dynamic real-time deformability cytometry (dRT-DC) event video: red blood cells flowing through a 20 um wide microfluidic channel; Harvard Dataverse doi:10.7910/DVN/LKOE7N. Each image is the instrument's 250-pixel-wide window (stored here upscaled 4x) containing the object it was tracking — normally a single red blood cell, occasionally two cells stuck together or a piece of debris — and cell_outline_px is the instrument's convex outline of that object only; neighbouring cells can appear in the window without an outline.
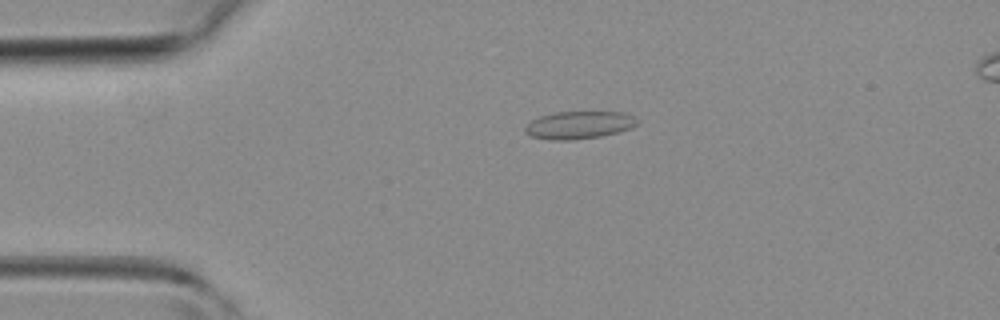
{"species": "common noctule bat (a hibernating species)", "species_latin": "Nyctalus noctula", "temperature_condition": "room temperature", "stored_images_in_passage": 39, "camera_frame_rate_fps": 3000, "um_per_image_px": 0.085, "animal": {"sex": "female", "body_mass_g": 19.3, "forearm_length_mm": 54.1}, "frame": {"image": 1, "passage_image": 5, "time_ms": 1.333, "image_size_px": [1000, 320], "cell_outline_px": [[636, 124], [632, 128], [600, 136], [572, 140], [552, 140], [528, 136], [524, 132], [524, 128], [532, 120], [540, 116], [556, 112], [624, 112], [632, 116], [636, 120]], "centroid_in_image_um": [49.17, 10.63], "position_along_channel_um": 35.8, "area_um2": 17.92}}
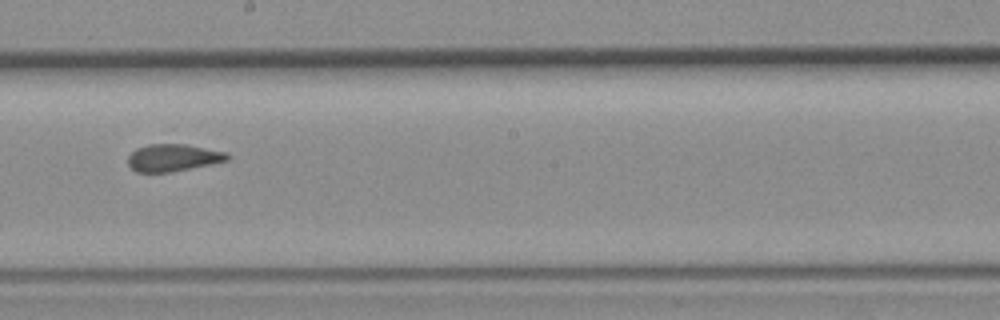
{"frame": {"image": 2, "passage_image": 20, "time_ms": 6.333, "image_size_px": [1000, 320], "cell_outline_px": [[232, 156], [228, 160], [168, 172], [136, 172], [128, 164], [128, 156], [136, 148], [148, 144], [188, 144], [228, 152]], "centroid_in_image_um": [14.72, 13.38], "position_along_channel_um": 233.5, "area_um2": 15.72}}
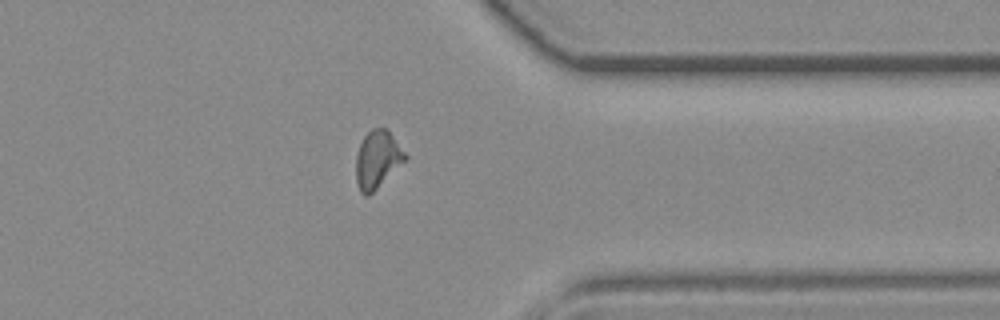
{"frame": {"image": 3, "passage_image": 30, "time_ms": 9.667, "image_size_px": [1000, 320], "cell_outline_px": [[408, 156], [368, 196], [364, 196], [360, 192], [356, 180], [356, 156], [360, 144], [364, 136], [372, 128], [388, 128]], "centroid_in_image_um": [32.06, 13.52], "position_along_channel_um": 379.3, "area_um2": 16.18}}